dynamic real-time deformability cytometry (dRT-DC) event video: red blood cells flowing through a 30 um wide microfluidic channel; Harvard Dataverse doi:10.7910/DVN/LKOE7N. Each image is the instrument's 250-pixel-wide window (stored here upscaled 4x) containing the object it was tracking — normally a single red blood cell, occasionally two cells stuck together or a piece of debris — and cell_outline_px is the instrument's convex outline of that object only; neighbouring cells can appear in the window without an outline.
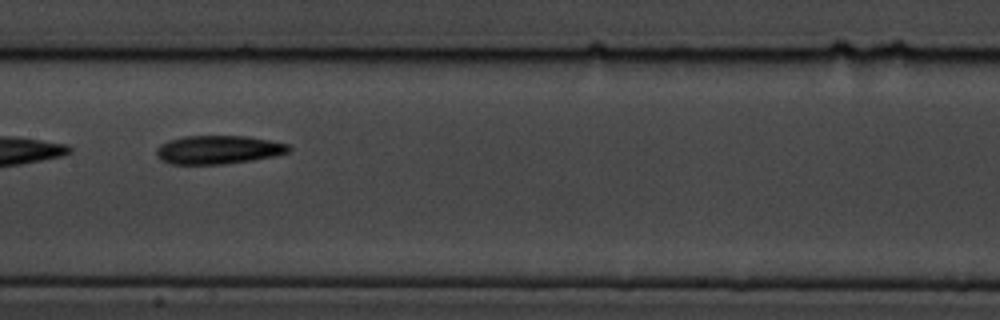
{"species": "common noctule bat (a hibernating species)", "species_latin": "Nyctalus noctula", "temperature_condition": "cold", "stored_images_in_passage": 5, "camera_frame_rate_fps": 3000, "um_per_image_px": 0.085, "animal": {"sex": "male", "body_mass_g": 19.5, "forearm_length_mm": 54.6}, "frame": {"image": 1, "passage_image": 4, "time_ms": 3.667, "image_size_px": [1000, 320], "cell_outline_px": [[292, 148], [288, 152], [272, 156], [252, 160], [224, 164], [168, 164], [160, 160], [156, 156], [156, 148], [160, 144], [168, 140], [184, 136], [244, 136], [268, 140], [288, 144]], "centroid_in_image_um": [18.49, 12.73], "position_along_channel_um": 188.9, "area_um2": 22.02}}